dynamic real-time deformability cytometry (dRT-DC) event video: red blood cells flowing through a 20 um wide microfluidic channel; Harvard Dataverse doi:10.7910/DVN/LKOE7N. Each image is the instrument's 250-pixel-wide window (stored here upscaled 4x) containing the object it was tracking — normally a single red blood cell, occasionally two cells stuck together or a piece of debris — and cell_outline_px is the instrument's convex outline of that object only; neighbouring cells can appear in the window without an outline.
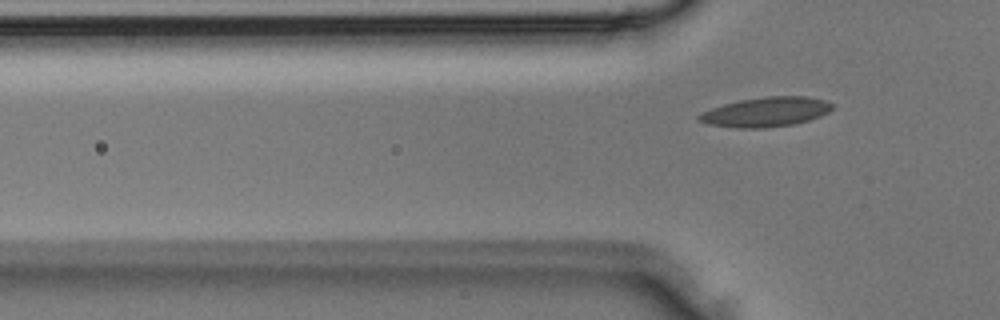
{"species": "Egyptian fruit bat (a non-hibernating species)", "species_latin": "Rousettus aegyptiacus", "temperature_condition": "room temperature", "stored_images_in_passage": 4, "camera_frame_rate_fps": 3000, "um_per_image_px": 0.085, "animal": {"sex": "male"}, "frame": {"image": 1, "passage_image": 4, "time_ms": 1.0, "image_size_px": [1000, 320], "cell_outline_px": [[832, 108], [828, 112], [820, 116], [808, 120], [792, 124], [764, 128], [736, 128], [708, 124], [696, 120], [696, 116], [700, 112], [724, 104], [740, 100], [764, 96], [804, 96], [824, 100], [832, 104]], "centroid_in_image_um": [65.04, 9.52], "position_along_channel_um": 60.8, "area_um2": 22.95}}